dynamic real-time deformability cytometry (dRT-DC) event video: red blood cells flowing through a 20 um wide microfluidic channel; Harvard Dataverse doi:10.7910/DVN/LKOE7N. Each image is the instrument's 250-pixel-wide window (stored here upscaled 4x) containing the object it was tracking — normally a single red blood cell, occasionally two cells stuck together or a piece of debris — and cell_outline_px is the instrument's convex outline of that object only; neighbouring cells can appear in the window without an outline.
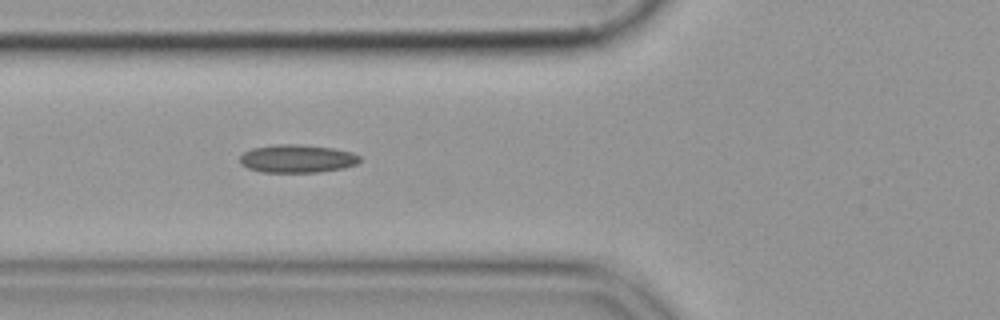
{"species": "common noctule bat (a hibernating species)", "species_latin": "Nyctalus noctula", "temperature_condition": "cold", "stored_images_in_passage": 40, "camera_frame_rate_fps": 3000, "um_per_image_px": 0.085, "animal": {"sex": "female", "body_mass_g": 19.9}, "frame": {"image": 1, "passage_image": 7, "time_ms": 2.0, "image_size_px": [1000, 320], "cell_outline_px": [[360, 160], [356, 164], [344, 168], [316, 172], [264, 172], [248, 168], [240, 164], [240, 156], [244, 152], [252, 148], [276, 144], [300, 144], [332, 148], [352, 152], [360, 156]], "centroid_in_image_um": [25.25, 13.48], "position_along_channel_um": 100.6, "area_um2": 19.59}}